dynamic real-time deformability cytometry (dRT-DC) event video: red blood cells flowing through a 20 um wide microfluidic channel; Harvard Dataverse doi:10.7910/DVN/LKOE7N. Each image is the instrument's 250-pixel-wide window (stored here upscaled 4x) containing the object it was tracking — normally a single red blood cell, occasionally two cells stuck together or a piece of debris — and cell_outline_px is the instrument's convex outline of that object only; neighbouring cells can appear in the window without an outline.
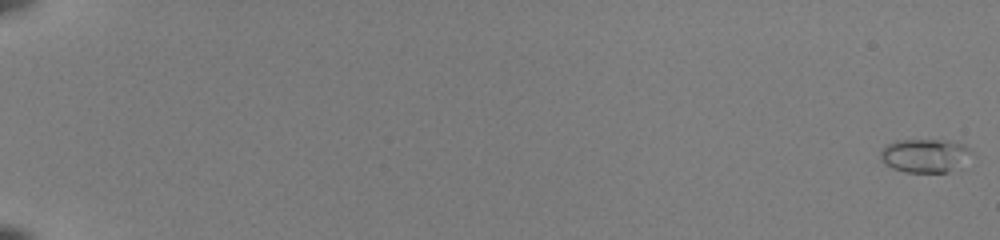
{"species": "common noctule bat (a hibernating species)", "species_latin": "Nyctalus noctula", "temperature_condition": "room temperature", "stored_images_in_passage": 55, "camera_frame_rate_fps": 3000, "um_per_image_px": 0.085, "animal": {"sex": "female", "body_mass_g": 22.0, "forearm_length_mm": 56.7}, "frame": {"image": 1, "passage_image": 1, "time_ms": 0.0, "image_size_px": [1000, 240], "cell_outline_px": [[972, 152], [948, 172], [904, 172], [892, 168], [884, 164], [880, 160], [880, 152], [888, 144], [896, 140], [948, 140], [964, 144]], "centroid_in_image_um": [78.52, 13.21], "position_along_channel_um": 6.5, "area_um2": 17.46}}
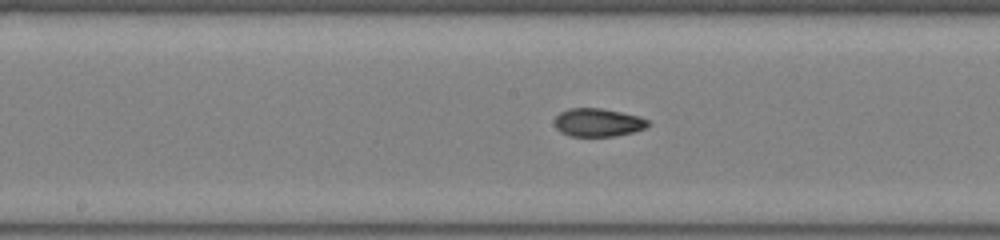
{"frame": {"image": 2, "passage_image": 32, "time_ms": 10.333, "image_size_px": [1000, 240], "cell_outline_px": [[652, 124], [644, 128], [632, 132], [616, 136], [568, 136], [560, 132], [556, 128], [556, 116], [560, 112], [568, 108], [600, 108], [640, 116], [648, 120]], "centroid_in_image_um": [50.83, 10.41], "position_along_channel_um": 197.4, "area_um2": 15.37}}
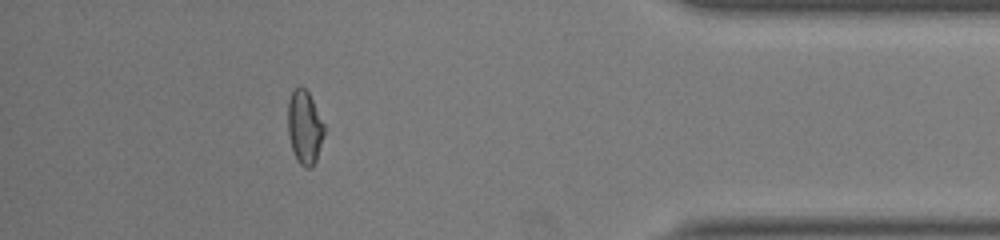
{"frame": {"image": 3, "passage_image": 50, "time_ms": 16.333, "image_size_px": [1000, 240], "cell_outline_px": [[324, 136], [316, 160], [312, 168], [304, 168], [296, 160], [292, 148], [288, 132], [288, 100], [292, 92], [296, 88], [304, 88], [308, 92], [324, 124]], "centroid_in_image_um": [25.89, 10.86], "position_along_channel_um": 409.3, "area_um2": 15.43}, "authors_computed_cell_mechanics": {"area_um2": 15.2592, "velocity_mm_per_s": 4.0215, "shape_relaxation_time_tau1_ms": 8.2206, "shape_relaxation_time_tau2_ms": 1.2019, "deformation_change_tau1": 0.2349, "deformation_change_tau2": 0.0702}}